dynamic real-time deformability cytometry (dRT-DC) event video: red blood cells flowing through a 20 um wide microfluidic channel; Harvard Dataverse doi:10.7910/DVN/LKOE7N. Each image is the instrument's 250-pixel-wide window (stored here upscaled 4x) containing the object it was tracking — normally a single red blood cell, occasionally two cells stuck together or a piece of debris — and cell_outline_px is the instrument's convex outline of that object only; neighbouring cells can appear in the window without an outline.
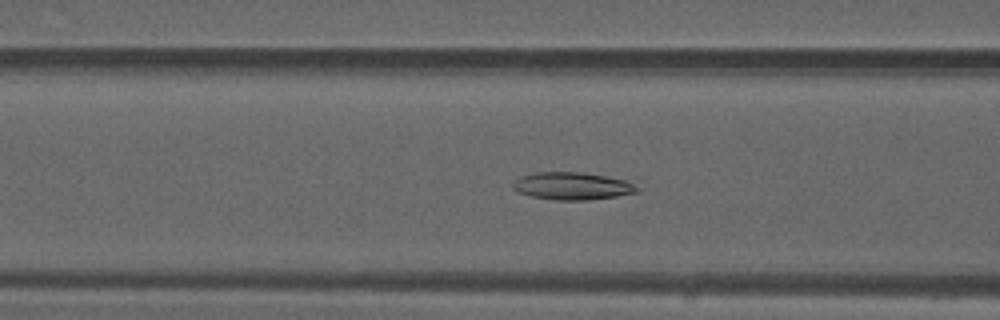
{"species": "common noctule bat (a hibernating species)", "species_latin": "Nyctalus noctula", "temperature_condition": "warm", "stored_images_in_passage": 49, "camera_frame_rate_fps": 3000, "um_per_image_px": 0.085, "animal": {"sex": "male", "forearm_length_mm": 52.5}, "frame": {"image": 1, "passage_image": 19, "time_ms": 6.0, "image_size_px": [1000, 320], "cell_outline_px": [[644, 188], [640, 192], [616, 196], [588, 200], [552, 200], [532, 196], [516, 192], [512, 188], [512, 184], [520, 176], [536, 172], [580, 172], [604, 176], [624, 180]], "centroid_in_image_um": [48.66, 15.82], "position_along_channel_um": 117.9, "area_um2": 20.06}}
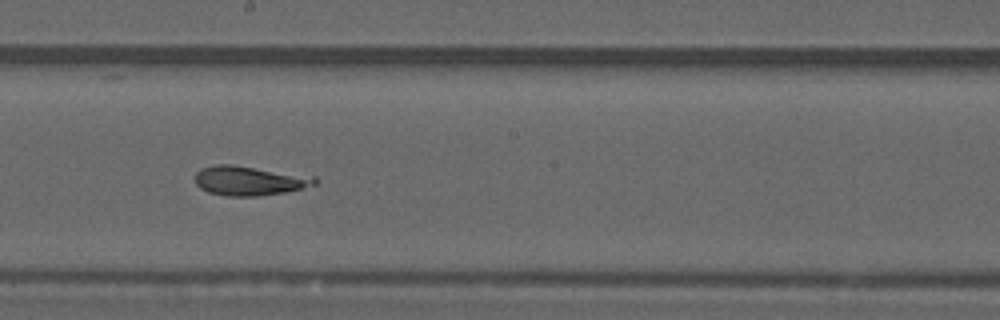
{"frame": {"image": 2, "passage_image": 27, "time_ms": 8.667, "image_size_px": [1000, 320], "cell_outline_px": [[320, 180], [316, 184], [284, 192], [256, 196], [228, 196], [208, 192], [200, 188], [196, 184], [196, 172], [200, 168], [216, 164], [228, 164], [316, 176]], "centroid_in_image_um": [21.2, 15.35], "position_along_channel_um": 227.0, "area_um2": 20.46}}
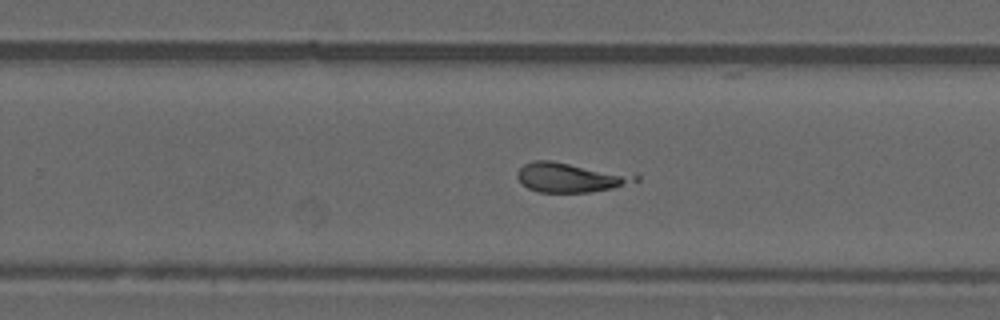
{"frame": {"image": 3, "passage_image": 31, "time_ms": 10.0, "image_size_px": [1000, 320], "cell_outline_px": [[640, 180], [612, 188], [588, 192], [540, 192], [528, 188], [516, 176], [516, 172], [524, 164], [532, 160], [548, 160], [636, 172], [640, 176]], "centroid_in_image_um": [48.59, 15.05], "position_along_channel_um": 281.2, "area_um2": 20.87}}